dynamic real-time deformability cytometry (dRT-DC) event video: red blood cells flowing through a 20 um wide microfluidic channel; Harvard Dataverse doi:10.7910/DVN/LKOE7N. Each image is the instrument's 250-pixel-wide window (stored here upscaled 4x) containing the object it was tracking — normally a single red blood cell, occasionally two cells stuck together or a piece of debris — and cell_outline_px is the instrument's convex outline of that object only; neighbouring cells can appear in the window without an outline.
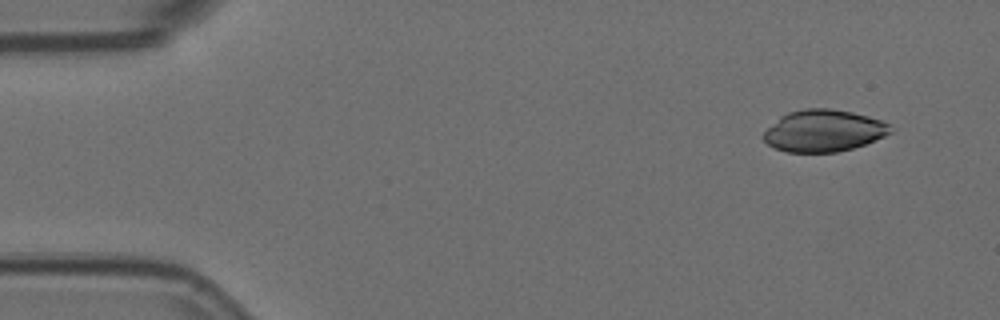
{"species": "Egyptian fruit bat (a non-hibernating species)", "species_latin": "Rousettus aegyptiacus", "temperature_condition": "room temperature", "stored_images_in_passage": 5, "camera_frame_rate_fps": 3000, "um_per_image_px": 0.085, "animal": {"sex": "female"}, "frame": {"image": 1, "passage_image": 1, "time_ms": 0.0, "image_size_px": [1000, 320], "cell_outline_px": [[892, 132], [884, 136], [864, 144], [852, 148], [836, 152], [784, 152], [768, 144], [764, 140], [764, 132], [780, 116], [788, 112], [804, 108], [828, 108], [852, 112], [868, 116], [880, 120], [888, 124]], "centroid_in_image_um": [69.99, 11.11], "position_along_channel_um": 15.0, "area_um2": 30.69}}
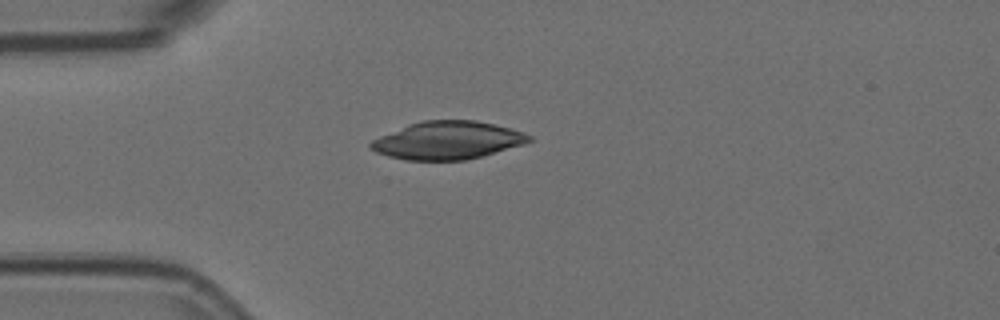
{"frame": {"image": 2, "passage_image": 4, "time_ms": 1.0, "image_size_px": [1000, 320], "cell_outline_px": [[532, 140], [524, 144], [480, 156], [464, 160], [404, 160], [388, 156], [376, 152], [368, 148], [368, 144], [372, 140], [380, 136], [408, 124], [424, 120], [476, 120], [524, 132], [532, 136]], "centroid_in_image_um": [38.0, 11.93], "position_along_channel_um": 47.0, "area_um2": 34.8}}